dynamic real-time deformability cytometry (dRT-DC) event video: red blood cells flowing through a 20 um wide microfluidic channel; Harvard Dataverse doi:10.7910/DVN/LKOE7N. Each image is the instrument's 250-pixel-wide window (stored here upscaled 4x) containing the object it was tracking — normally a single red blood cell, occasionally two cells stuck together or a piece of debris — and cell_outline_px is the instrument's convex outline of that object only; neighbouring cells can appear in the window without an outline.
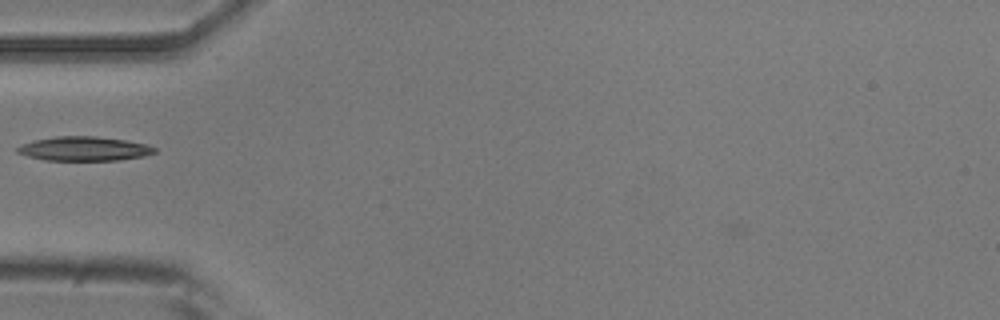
{"species": "common noctule bat (a hibernating species)", "species_latin": "Nyctalus noctula", "temperature_condition": "room temperature", "stored_images_in_passage": 36, "camera_frame_rate_fps": 3000, "um_per_image_px": 0.085, "animal": {"sex": "male", "body_mass_g": 20.5, "forearm_length_mm": 52.5}, "frame": {"image": 1, "passage_image": 1, "time_ms": 0.0, "image_size_px": [1000, 320], "cell_outline_px": [[156, 152], [144, 156], [116, 160], [44, 160], [28, 156], [16, 152], [16, 148], [20, 144], [32, 140], [56, 136], [96, 136], [124, 140], [144, 144], [156, 148]], "centroid_in_image_um": [7.09, 12.63], "position_along_channel_um": 77.9, "area_um2": 19.31}}
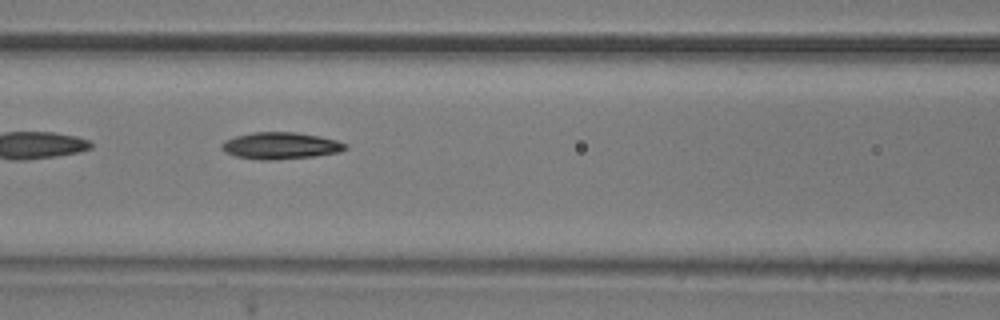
{"frame": {"image": 2, "passage_image": 6, "time_ms": 1.667, "image_size_px": [1000, 320], "cell_outline_px": [[348, 148], [340, 152], [312, 156], [272, 160], [268, 160], [236, 156], [224, 152], [220, 148], [220, 144], [224, 140], [236, 136], [252, 132], [296, 132], [320, 136], [336, 140], [348, 144]], "centroid_in_image_um": [23.84, 12.37], "position_along_channel_um": 142.8, "area_um2": 19.31}}
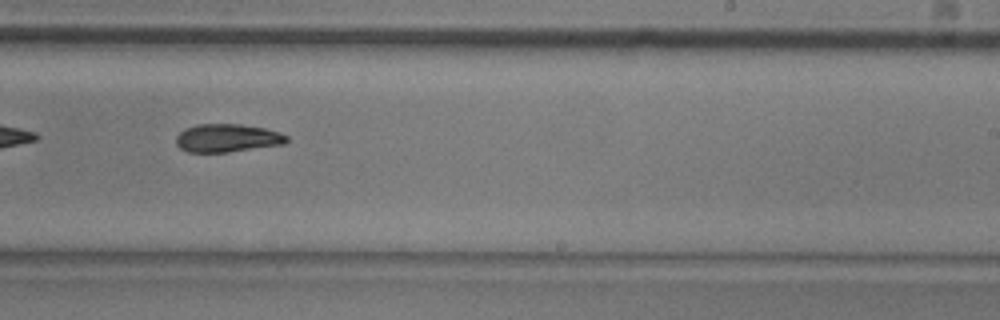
{"frame": {"image": 3, "passage_image": 16, "time_ms": 5.0, "image_size_px": [1000, 320], "cell_outline_px": [[288, 140], [284, 144], [228, 152], [188, 152], [180, 148], [176, 144], [176, 136], [184, 128], [196, 124], [240, 124], [264, 128], [280, 132], [288, 136]], "centroid_in_image_um": [19.3, 11.73], "position_along_channel_um": 269.7, "area_um2": 18.21}}